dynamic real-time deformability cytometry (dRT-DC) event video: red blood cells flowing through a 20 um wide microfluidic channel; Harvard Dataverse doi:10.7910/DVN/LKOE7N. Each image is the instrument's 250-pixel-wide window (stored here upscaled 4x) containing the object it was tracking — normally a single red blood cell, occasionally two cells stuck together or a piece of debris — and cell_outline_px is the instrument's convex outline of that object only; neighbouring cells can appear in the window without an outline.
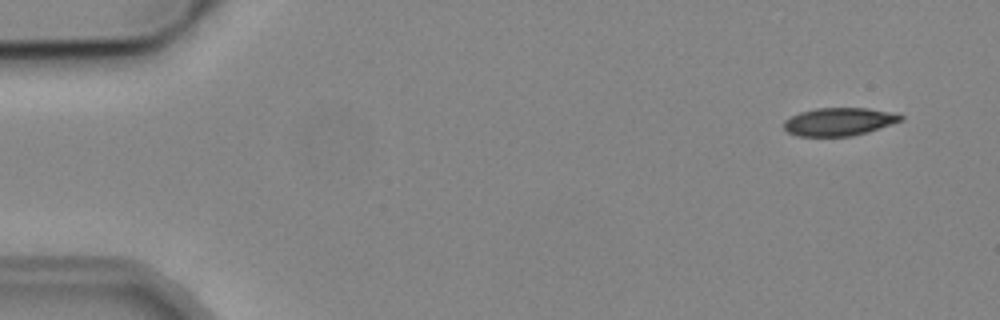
{"species": "common noctule bat (a hibernating species)", "species_latin": "Nyctalus noctula", "temperature_condition": "cold", "stored_images_in_passage": 9, "camera_frame_rate_fps": 3000, "um_per_image_px": 0.085, "animal": {"sex": "male", "body_mass_g": 19.2, "forearm_length_mm": 51.8}, "frame": {"image": 1, "passage_image": 1, "time_ms": 0.0, "image_size_px": [1000, 320], "cell_outline_px": [[904, 120], [868, 132], [852, 136], [800, 136], [788, 132], [784, 128], [784, 120], [800, 112], [816, 108], [868, 108], [888, 112], [904, 116]], "centroid_in_image_um": [71.32, 10.34], "position_along_channel_um": 13.7, "area_um2": 18.96}}
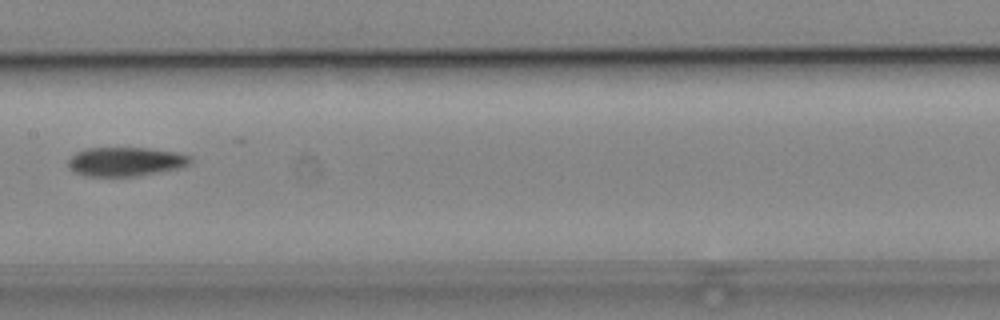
{"frame": {"image": 2, "passage_image": 8, "time_ms": 8.0, "image_size_px": [1000, 320], "cell_outline_px": [[192, 160], [188, 164], [176, 168], [156, 172], [132, 176], [84, 176], [68, 168], [68, 160], [76, 152], [84, 148], [148, 148], [176, 152], [192, 156]], "centroid_in_image_um": [10.63, 13.72], "position_along_channel_um": 196.8, "area_um2": 20.46}}
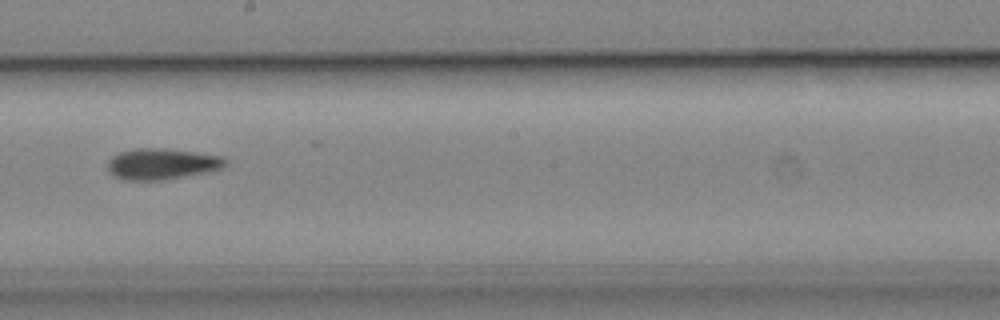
{"frame": {"image": 3, "passage_image": 9, "time_ms": 9.0, "image_size_px": [1000, 320], "cell_outline_px": [[228, 164], [224, 168], [208, 172], [164, 180], [124, 180], [112, 176], [108, 172], [108, 160], [112, 156], [120, 152], [132, 148], [160, 148], [224, 156], [228, 160]], "centroid_in_image_um": [13.76, 13.94], "position_along_channel_um": 234.4, "area_um2": 21.62}}